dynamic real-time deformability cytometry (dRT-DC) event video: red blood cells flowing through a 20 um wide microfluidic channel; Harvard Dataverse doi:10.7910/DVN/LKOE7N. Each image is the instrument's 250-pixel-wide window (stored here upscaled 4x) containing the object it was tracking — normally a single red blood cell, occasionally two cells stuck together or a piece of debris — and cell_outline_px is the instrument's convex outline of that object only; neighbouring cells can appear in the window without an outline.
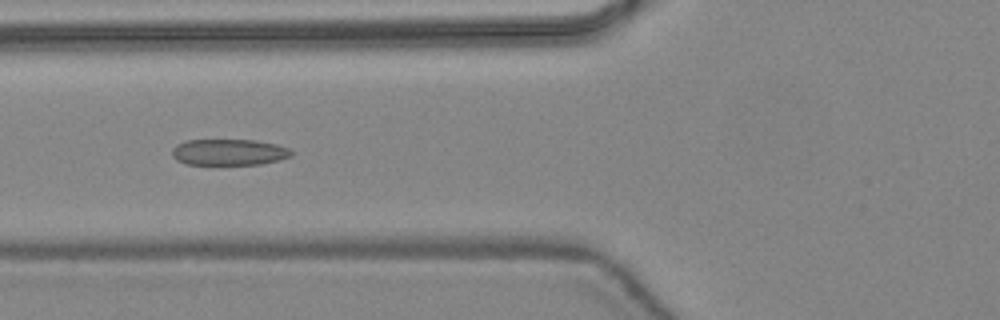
{"species": "common noctule bat (a hibernating species)", "species_latin": "Nyctalus noctula", "temperature_condition": "warm", "stored_images_in_passage": 47, "camera_frame_rate_fps": 3000, "um_per_image_px": 0.085, "animal": {"sex": "female", "body_mass_g": 24.6, "forearm_length_mm": 56.2}, "frame": {"image": 1, "passage_image": 19, "time_ms": 6.0, "image_size_px": [1000, 320], "cell_outline_px": [[292, 156], [280, 160], [260, 164], [184, 164], [176, 160], [172, 156], [172, 148], [176, 144], [184, 140], [256, 140], [276, 144], [288, 148], [292, 152]], "centroid_in_image_um": [19.43, 12.93], "position_along_channel_um": 106.4, "area_um2": 18.32}}
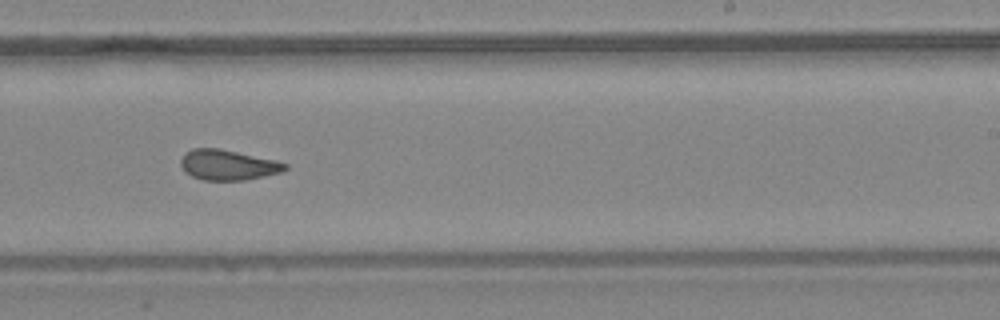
{"frame": {"image": 2, "passage_image": 30, "time_ms": 9.667, "image_size_px": [1000, 320], "cell_outline_px": [[288, 168], [284, 172], [244, 180], [204, 180], [192, 176], [184, 172], [180, 164], [180, 160], [184, 152], [192, 148], [220, 148], [276, 160], [288, 164]], "centroid_in_image_um": [19.37, 14.01], "position_along_channel_um": 269.6, "area_um2": 18.67}}
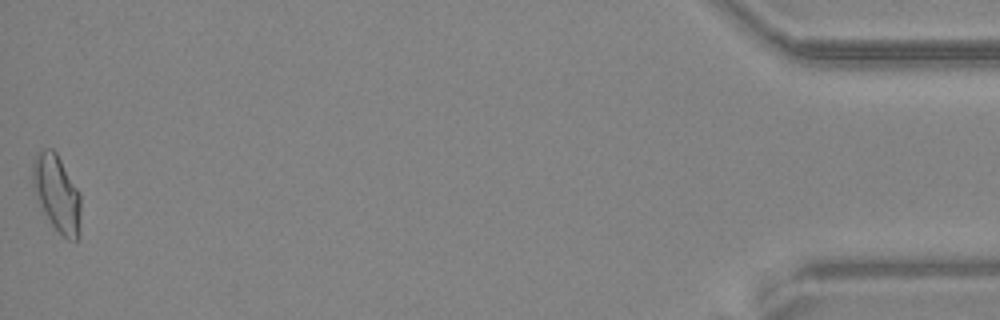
{"frame": {"image": 3, "passage_image": 47, "time_ms": 15.333, "image_size_px": [1000, 320], "cell_outline_px": [[80, 236], [76, 240], [68, 240], [52, 224], [40, 208], [32, 188], [32, 160], [36, 152], [44, 148], [52, 148], [56, 152], [80, 192]], "centroid_in_image_um": [4.81, 16.4], "position_along_channel_um": 430.4, "area_um2": 21.85}, "authors_computed_cell_mechanics": {"area_um2": 19.363, "velocity_mm_per_s": 4.4501, "shape_relaxation_time_tau1_ms": null, "shape_relaxation_time_tau2_ms": 1.6811, "deformation_change_tau1": null, "deformation_change_tau2": 0.0669}}